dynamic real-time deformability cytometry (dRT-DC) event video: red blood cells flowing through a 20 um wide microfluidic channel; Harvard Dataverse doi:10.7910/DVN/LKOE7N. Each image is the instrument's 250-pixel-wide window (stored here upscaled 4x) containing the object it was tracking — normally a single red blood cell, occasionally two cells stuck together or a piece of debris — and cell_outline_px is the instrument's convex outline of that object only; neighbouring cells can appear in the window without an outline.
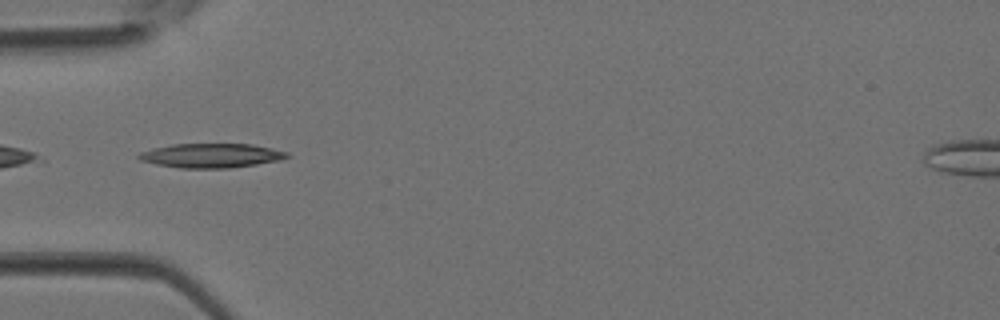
{"species": "Egyptian fruit bat (a non-hibernating species)", "species_latin": "Rousettus aegyptiacus", "temperature_condition": "room temperature", "stored_images_in_passage": 35, "camera_frame_rate_fps": 3000, "um_per_image_px": 0.085, "animal": {"sex": "female"}, "frame": {"image": 1, "passage_image": 9, "time_ms": 2.667, "image_size_px": [1000, 320], "cell_outline_px": [[288, 156], [280, 160], [256, 164], [228, 168], [180, 168], [156, 164], [140, 160], [136, 156], [140, 152], [152, 148], [172, 144], [252, 144], [272, 148], [288, 152]], "centroid_in_image_um": [17.92, 13.22], "position_along_channel_um": 67.1, "area_um2": 20.92}}
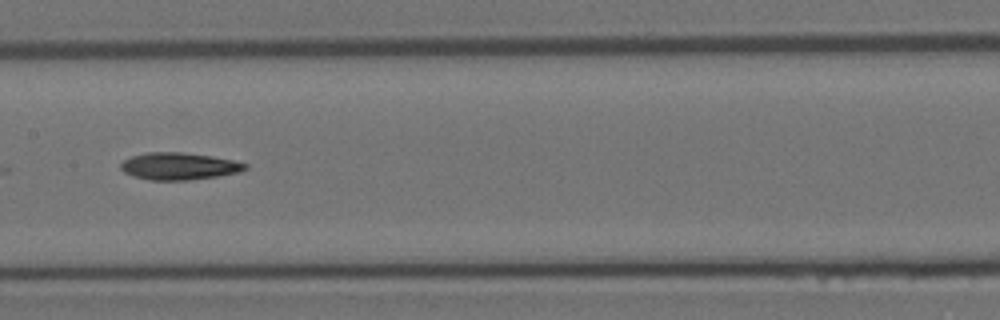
{"frame": {"image": 2, "passage_image": 16, "time_ms": 5.0, "image_size_px": [1000, 320], "cell_outline_px": [[248, 168], [240, 172], [216, 176], [188, 180], [152, 180], [136, 176], [124, 172], [120, 168], [120, 164], [124, 160], [132, 156], [148, 152], [184, 152], [212, 156], [232, 160], [248, 164]], "centroid_in_image_um": [15.23, 14.12], "position_along_channel_um": 192.2, "area_um2": 19.54}}
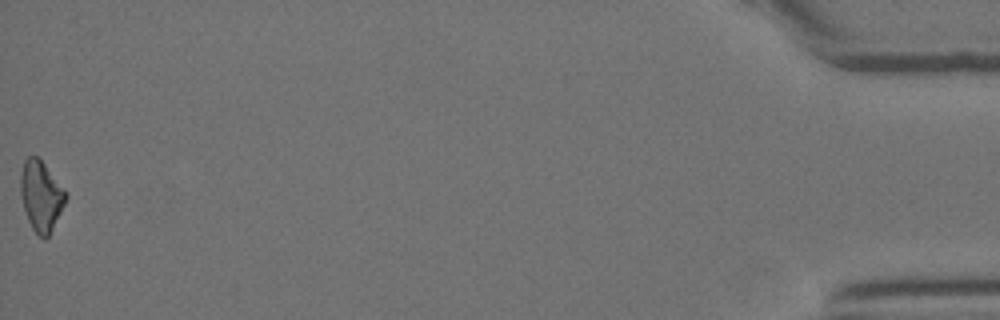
{"frame": {"image": 3, "passage_image": 35, "time_ms": 11.333, "image_size_px": [1000, 320], "cell_outline_px": [[68, 196], [48, 236], [44, 240], [32, 228], [28, 220], [20, 196], [20, 176], [24, 160], [28, 156], [36, 156], [44, 164], [64, 188]], "centroid_in_image_um": [3.47, 16.64], "position_along_channel_um": 431.7, "area_um2": 18.21}}